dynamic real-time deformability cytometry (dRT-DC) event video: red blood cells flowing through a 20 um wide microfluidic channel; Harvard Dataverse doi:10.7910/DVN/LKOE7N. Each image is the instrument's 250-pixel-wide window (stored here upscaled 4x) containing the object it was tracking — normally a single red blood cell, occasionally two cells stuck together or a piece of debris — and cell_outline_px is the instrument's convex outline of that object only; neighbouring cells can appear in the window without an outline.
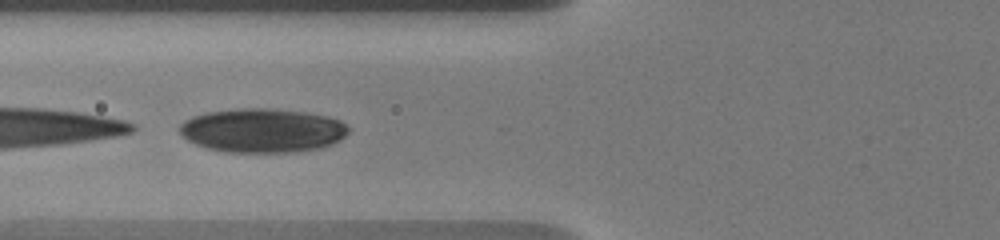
{"species": "human", "species_latin": "Homo sapiens", "temperature_condition": "warm", "stored_images_in_passage": 35, "camera_frame_rate_fps": 3000, "um_per_image_px": 0.085, "donor": {"sex": "male"}, "frame": {"image": 1, "passage_image": 15, "time_ms": 6.333, "image_size_px": [1000, 240], "cell_outline_px": [[348, 132], [344, 136], [332, 144], [320, 148], [300, 152], [224, 152], [208, 148], [196, 144], [188, 140], [176, 128], [184, 120], [192, 116], [204, 112], [240, 108], [268, 108], [304, 112], [324, 116], [340, 120], [348, 128]], "centroid_in_image_um": [22.26, 11.09], "position_along_channel_um": 103.5, "area_um2": 43.41}}
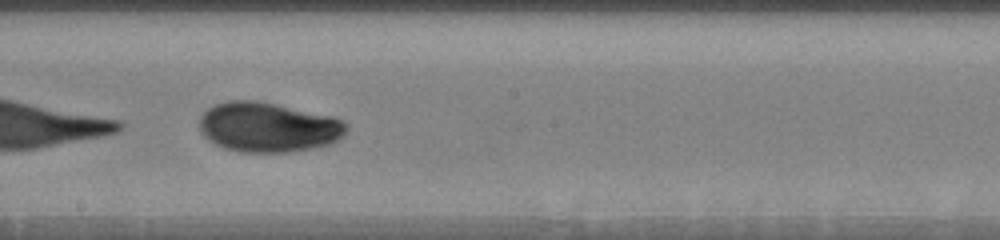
{"frame": {"image": 2, "passage_image": 23, "time_ms": 9.667, "image_size_px": [1000, 240], "cell_outline_px": [[348, 128], [344, 136], [332, 144], [292, 152], [240, 152], [224, 148], [216, 144], [204, 136], [200, 132], [200, 116], [208, 108], [216, 104], [228, 100], [256, 100], [332, 116], [348, 124]], "centroid_in_image_um": [22.8, 10.82], "position_along_channel_um": 225.4, "area_um2": 42.77}}
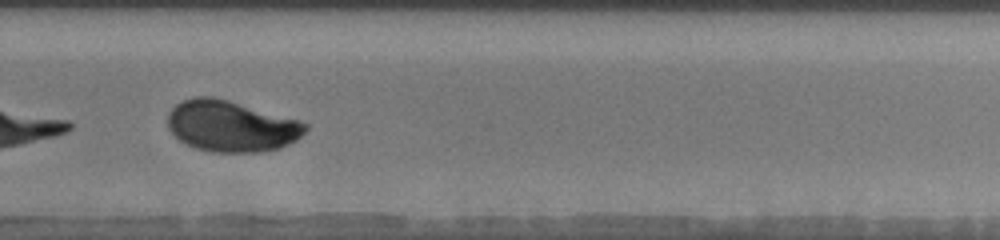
{"frame": {"image": 3, "passage_image": 27, "time_ms": 12.0, "image_size_px": [1000, 240], "cell_outline_px": [[308, 128], [296, 140], [280, 148], [260, 152], [212, 152], [196, 148], [180, 140], [168, 128], [168, 112], [176, 104], [192, 96], [212, 96], [228, 100], [300, 120], [308, 124]], "centroid_in_image_um": [19.66, 10.71], "position_along_channel_um": 310.1, "area_um2": 40.98}, "authors_computed_cell_mechanics": {"area_um2": 42.9454, "velocity_mm_per_s": 3.6551, "shape_relaxation_time_tau1_ms": 4.2104, "shape_relaxation_time_tau2_ms": 1.9552, "deformation_change_tau1": 0.1314, "deformation_change_tau2": 0.0465}}